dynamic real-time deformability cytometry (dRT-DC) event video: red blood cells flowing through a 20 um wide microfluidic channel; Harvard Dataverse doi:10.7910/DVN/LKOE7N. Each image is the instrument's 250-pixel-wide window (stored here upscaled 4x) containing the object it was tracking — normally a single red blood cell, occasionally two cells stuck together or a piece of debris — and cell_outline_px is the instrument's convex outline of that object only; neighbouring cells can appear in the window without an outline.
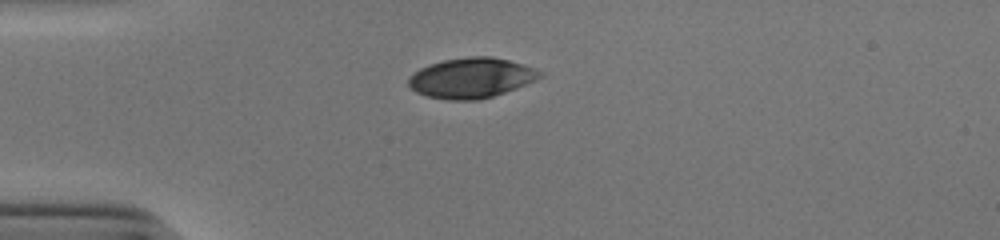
{"species": "human", "species_latin": "Homo sapiens", "temperature_condition": "cold", "stored_images_in_passage": 32, "camera_frame_rate_fps": 3000, "um_per_image_px": 0.085, "donor": {"sex": "male"}, "frame": {"image": 1, "passage_image": 1, "time_ms": 0.0, "image_size_px": [1000, 240], "cell_outline_px": [[544, 76], [536, 80], [516, 88], [492, 96], [476, 100], [448, 100], [428, 96], [416, 92], [408, 84], [408, 76], [420, 68], [444, 60], [468, 56], [492, 56], [508, 60], [544, 72]], "centroid_in_image_um": [40.06, 6.62], "position_along_channel_um": 44.9, "area_um2": 30.58}}
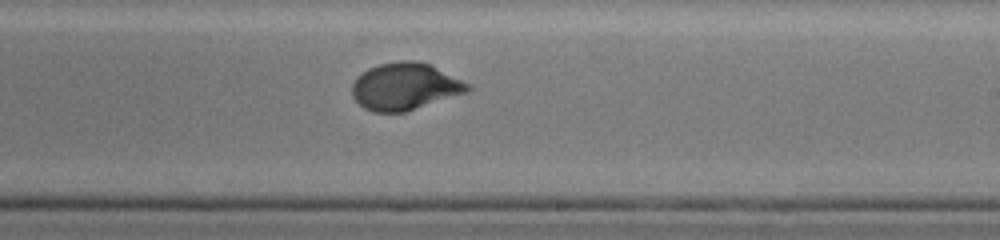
{"frame": {"image": 2, "passage_image": 19, "time_ms": 6.0, "image_size_px": [1000, 240], "cell_outline_px": [[472, 88], [468, 92], [404, 112], [372, 112], [364, 108], [352, 96], [352, 84], [356, 76], [368, 68], [380, 64], [400, 60], [412, 60], [428, 64], [472, 84]], "centroid_in_image_um": [34.42, 7.35], "position_along_channel_um": 254.6, "area_um2": 31.73}}
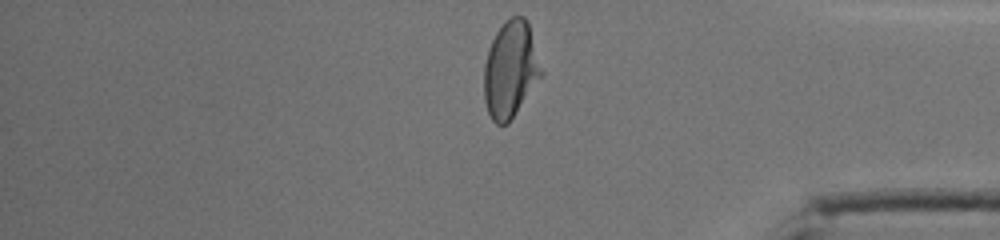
{"frame": {"image": 3, "passage_image": 31, "time_ms": 10.0, "image_size_px": [1000, 240], "cell_outline_px": [[544, 72], [508, 124], [496, 124], [492, 120], [488, 112], [484, 100], [484, 64], [492, 40], [496, 32], [504, 20], [512, 16], [524, 16], [528, 20]], "centroid_in_image_um": [43.4, 5.88], "position_along_channel_um": 391.8, "area_um2": 32.37}, "authors_computed_cell_mechanics": {"area_um2": 31.7033, "velocity_mm_per_s": 3.9174, "shape_relaxation_time_tau1_ms": 3.8335, "shape_relaxation_time_tau2_ms": null, "deformation_change_tau1": 0.1632, "deformation_change_tau2": null}}